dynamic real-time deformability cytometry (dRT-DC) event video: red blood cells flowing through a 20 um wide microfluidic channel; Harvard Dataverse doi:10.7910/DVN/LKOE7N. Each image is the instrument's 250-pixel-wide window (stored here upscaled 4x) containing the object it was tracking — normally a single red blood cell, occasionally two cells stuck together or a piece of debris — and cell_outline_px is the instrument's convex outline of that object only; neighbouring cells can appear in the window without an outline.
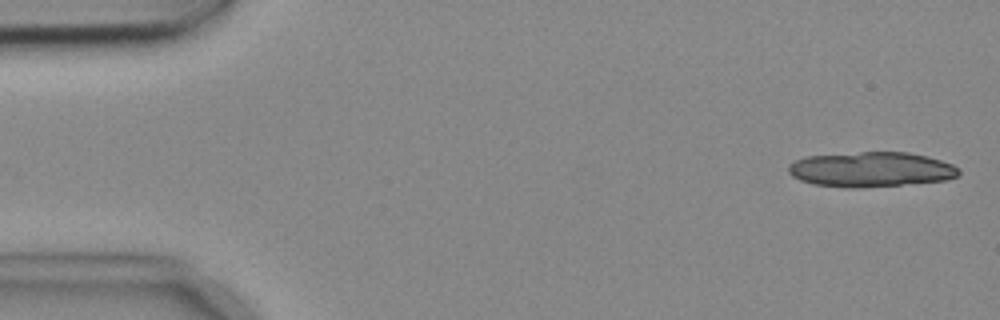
{"species": "common noctule bat (a hibernating species)", "species_latin": "Nyctalus noctula", "temperature_condition": "cold", "stored_images_in_passage": 8, "segment_of_instrument_passage": [1, 2], "camera_frame_rate_fps": 3000, "um_per_image_px": 0.085, "animal": {"sex": "female", "body_mass_g": 18.4}, "frame": {"image": 1, "passage_image": 1, "time_ms": 0.0, "image_size_px": [1000, 320], "cell_outline_px": [[960, 172], [956, 176], [944, 180], [864, 188], [852, 188], [812, 184], [800, 180], [792, 176], [788, 172], [788, 164], [796, 160], [808, 156], [860, 152], [908, 152], [928, 156], [952, 164], [960, 168]], "centroid_in_image_um": [74.02, 14.4], "position_along_channel_um": 11.0, "area_um2": 34.74}}